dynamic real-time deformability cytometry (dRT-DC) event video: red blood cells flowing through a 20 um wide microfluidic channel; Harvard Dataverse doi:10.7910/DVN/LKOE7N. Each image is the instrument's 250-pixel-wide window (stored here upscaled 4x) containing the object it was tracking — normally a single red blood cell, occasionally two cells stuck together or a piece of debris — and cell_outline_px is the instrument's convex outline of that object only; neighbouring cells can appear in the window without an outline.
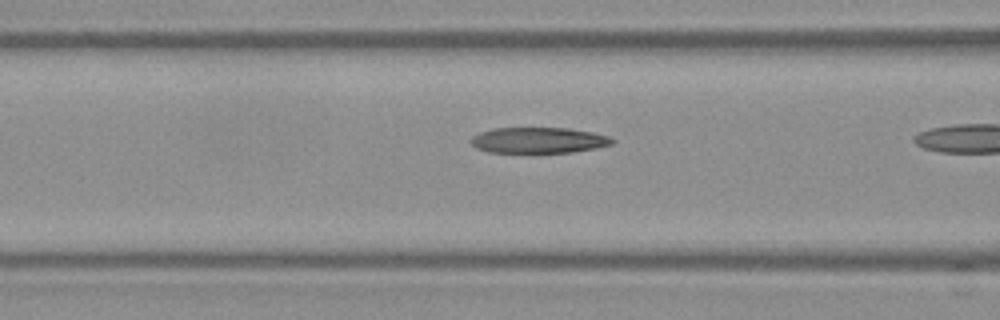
{"species": "Egyptian fruit bat (a non-hibernating species)", "species_latin": "Rousettus aegyptiacus", "temperature_condition": "warm", "stored_images_in_passage": 15, "camera_frame_rate_fps": 3000, "um_per_image_px": 0.085, "frame": {"image": 1, "passage_image": 13, "time_ms": 4.0, "image_size_px": [1000, 320], "cell_outline_px": [[616, 140], [612, 144], [596, 148], [572, 152], [488, 152], [476, 148], [468, 140], [472, 136], [480, 132], [492, 128], [568, 128], [592, 132], [608, 136]], "centroid_in_image_um": [45.75, 11.91], "position_along_channel_um": 120.8, "area_um2": 21.27}}